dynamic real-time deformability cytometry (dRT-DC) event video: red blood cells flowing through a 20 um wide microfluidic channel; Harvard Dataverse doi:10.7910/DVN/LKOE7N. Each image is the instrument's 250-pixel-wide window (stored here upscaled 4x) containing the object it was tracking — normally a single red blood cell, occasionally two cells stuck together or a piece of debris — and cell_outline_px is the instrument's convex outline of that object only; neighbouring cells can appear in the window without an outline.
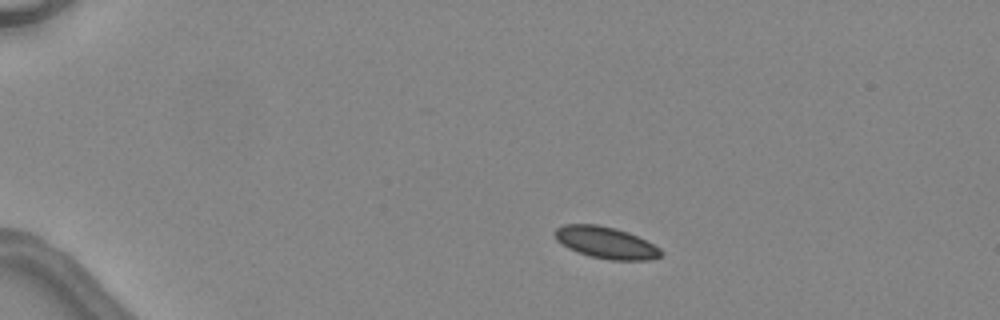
{"species": "common noctule bat (a hibernating species)", "species_latin": "Nyctalus noctula", "temperature_condition": "warm", "stored_images_in_passage": 5, "camera_frame_rate_fps": 3000, "um_per_image_px": 0.085, "animal": {"sex": "female", "body_mass_g": 24.6, "forearm_length_mm": 56.2}, "frame": {"image": 1, "passage_image": 1, "time_ms": 0.0, "image_size_px": [1000, 320], "cell_outline_px": [[664, 252], [660, 256], [652, 260], [612, 260], [588, 256], [576, 252], [568, 248], [556, 240], [552, 232], [556, 228], [564, 224], [596, 224], [616, 228], [628, 232], [660, 248]], "centroid_in_image_um": [51.46, 20.62], "position_along_channel_um": 33.5, "area_um2": 19.77}}